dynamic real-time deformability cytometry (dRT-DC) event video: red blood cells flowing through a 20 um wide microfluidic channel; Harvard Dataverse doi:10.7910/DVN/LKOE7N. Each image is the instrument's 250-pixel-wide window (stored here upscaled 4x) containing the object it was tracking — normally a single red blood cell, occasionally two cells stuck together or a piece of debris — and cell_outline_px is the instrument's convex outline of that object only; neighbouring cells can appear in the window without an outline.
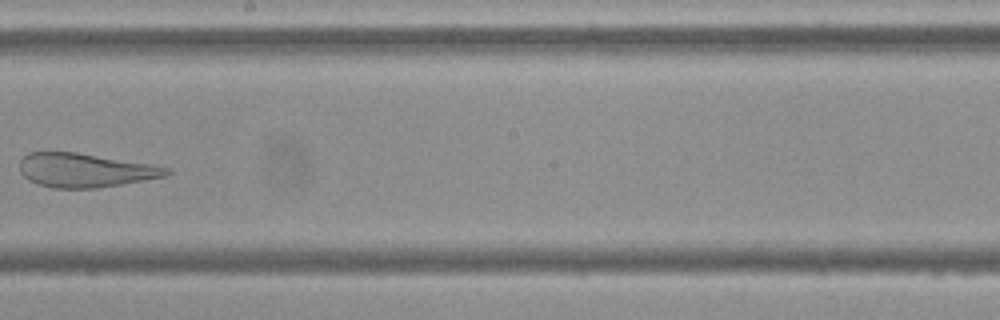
{"species": "Egyptian fruit bat (a non-hibernating species)", "species_latin": "Rousettus aegyptiacus", "temperature_condition": "cold", "stored_images_in_passage": 7, "camera_frame_rate_fps": 3000, "um_per_image_px": 0.085, "frame": {"image": 1, "passage_image": 7, "time_ms": 7.0, "image_size_px": [1000, 320], "cell_outline_px": [[172, 172], [168, 176], [96, 188], [52, 188], [28, 180], [20, 172], [20, 160], [28, 152], [76, 152], [172, 168]], "centroid_in_image_um": [7.23, 14.47], "position_along_channel_um": 241.0, "area_um2": 28.84}}